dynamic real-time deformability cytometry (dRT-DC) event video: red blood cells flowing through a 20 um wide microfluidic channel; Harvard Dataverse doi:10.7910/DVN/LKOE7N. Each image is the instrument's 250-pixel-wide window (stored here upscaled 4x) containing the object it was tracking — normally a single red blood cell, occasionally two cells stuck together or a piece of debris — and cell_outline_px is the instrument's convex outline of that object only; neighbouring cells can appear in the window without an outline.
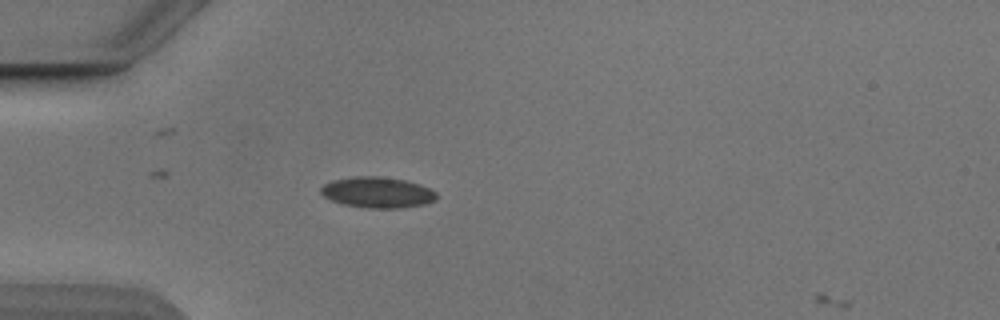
{"species": "Egyptian fruit bat (a non-hibernating species)", "species_latin": "Rousettus aegyptiacus", "temperature_condition": "cold", "stored_images_in_passage": 2, "camera_frame_rate_fps": 3000, "um_per_image_px": 0.085, "animal": {"sex": "male"}, "frame": {"image": 1, "passage_image": 1, "time_ms": 0.0, "image_size_px": [1000, 320], "cell_outline_px": [[440, 196], [436, 200], [424, 204], [400, 208], [368, 208], [344, 204], [332, 200], [324, 196], [320, 192], [320, 188], [324, 184], [332, 180], [356, 176], [376, 176], [404, 180], [420, 184], [436, 192]], "centroid_in_image_um": [32.1, 16.35], "position_along_channel_um": 52.9, "area_um2": 20.75}}